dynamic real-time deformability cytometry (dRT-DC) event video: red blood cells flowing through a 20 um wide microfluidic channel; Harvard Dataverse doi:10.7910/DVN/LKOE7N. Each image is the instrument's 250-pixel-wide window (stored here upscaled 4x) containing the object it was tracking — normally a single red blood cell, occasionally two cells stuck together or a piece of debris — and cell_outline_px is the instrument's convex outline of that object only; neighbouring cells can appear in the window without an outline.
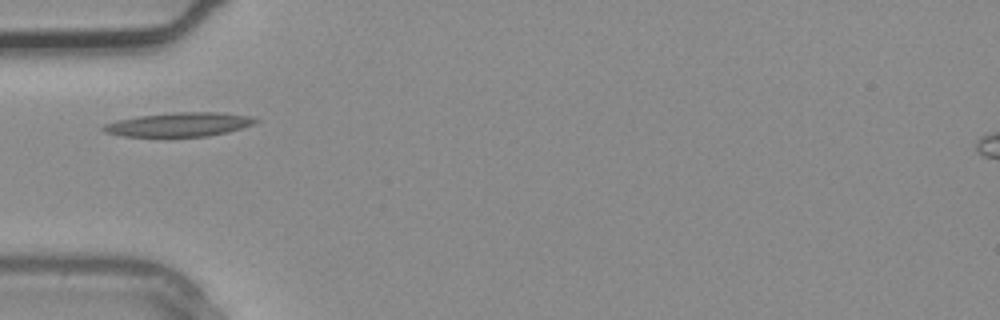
{"species": "common noctule bat (a hibernating species)", "species_latin": "Nyctalus noctula", "temperature_condition": "warm", "stored_images_in_passage": 1, "camera_frame_rate_fps": 3000, "um_per_image_px": 0.085, "animal": {"sex": "male", "body_mass_g": 20.4}, "frame": {"image": 1, "passage_image": 1, "time_ms": 0.0, "image_size_px": [1000, 320], "cell_outline_px": [[260, 120], [252, 124], [228, 132], [208, 136], [124, 136], [104, 132], [100, 128], [104, 124], [116, 120], [140, 116], [172, 112], [220, 112], [252, 116]], "centroid_in_image_um": [15.22, 10.57], "position_along_channel_um": 69.8, "area_um2": 21.21}}